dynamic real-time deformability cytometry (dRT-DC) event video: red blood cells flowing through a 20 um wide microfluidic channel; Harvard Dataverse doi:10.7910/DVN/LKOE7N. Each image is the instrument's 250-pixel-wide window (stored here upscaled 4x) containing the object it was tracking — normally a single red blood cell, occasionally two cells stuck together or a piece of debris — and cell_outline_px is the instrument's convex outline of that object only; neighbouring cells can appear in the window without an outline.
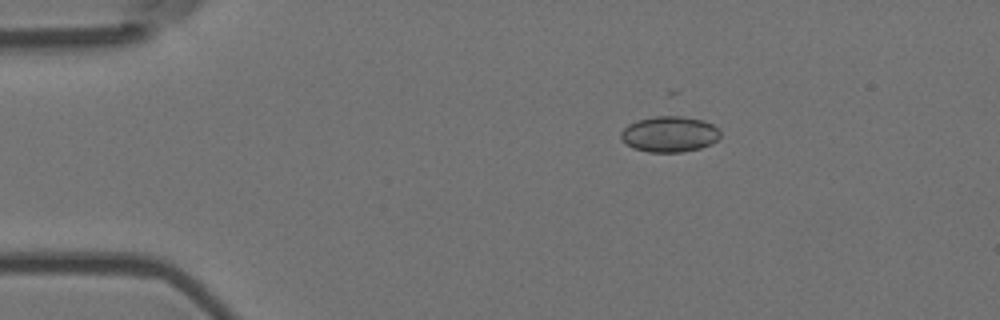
{"species": "Egyptian fruit bat (a non-hibernating species)", "species_latin": "Rousettus aegyptiacus", "temperature_condition": "room temperature", "stored_images_in_passage": 6, "camera_frame_rate_fps": 3000, "um_per_image_px": 0.085, "animal": {"sex": "female"}, "frame": {"image": 1, "passage_image": 3, "time_ms": 0.667, "image_size_px": [1000, 320], "cell_outline_px": [[720, 136], [712, 144], [700, 148], [680, 152], [648, 152], [632, 148], [620, 136], [620, 132], [628, 124], [636, 120], [668, 112], [672, 112], [704, 120], [720, 128]], "centroid_in_image_um": [56.93, 11.34], "position_along_channel_um": 28.1, "area_um2": 21.56}}
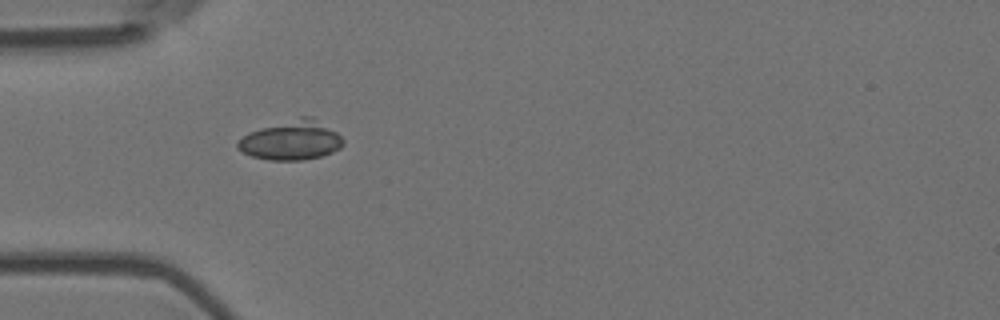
{"frame": {"image": 2, "passage_image": 5, "time_ms": 1.333, "image_size_px": [1000, 320], "cell_outline_px": [[344, 144], [340, 148], [332, 152], [320, 156], [304, 160], [268, 160], [252, 156], [236, 148], [236, 144], [248, 132], [300, 116], [312, 116], [336, 132], [344, 140]], "centroid_in_image_um": [24.77, 11.93], "position_along_channel_um": 60.2, "area_um2": 23.99}}
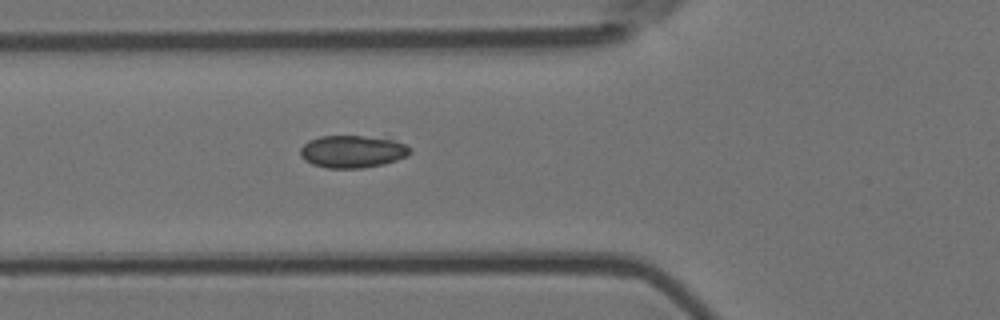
{"frame": {"image": 3, "passage_image": 6, "time_ms": 1.667, "image_size_px": [1000, 320], "cell_outline_px": [[412, 152], [408, 156], [384, 164], [364, 168], [328, 168], [312, 164], [304, 160], [300, 156], [300, 148], [308, 140], [320, 136], [360, 136], [392, 140], [404, 144], [412, 148]], "centroid_in_image_um": [29.94, 12.89], "position_along_channel_um": 95.9, "area_um2": 20.75}}